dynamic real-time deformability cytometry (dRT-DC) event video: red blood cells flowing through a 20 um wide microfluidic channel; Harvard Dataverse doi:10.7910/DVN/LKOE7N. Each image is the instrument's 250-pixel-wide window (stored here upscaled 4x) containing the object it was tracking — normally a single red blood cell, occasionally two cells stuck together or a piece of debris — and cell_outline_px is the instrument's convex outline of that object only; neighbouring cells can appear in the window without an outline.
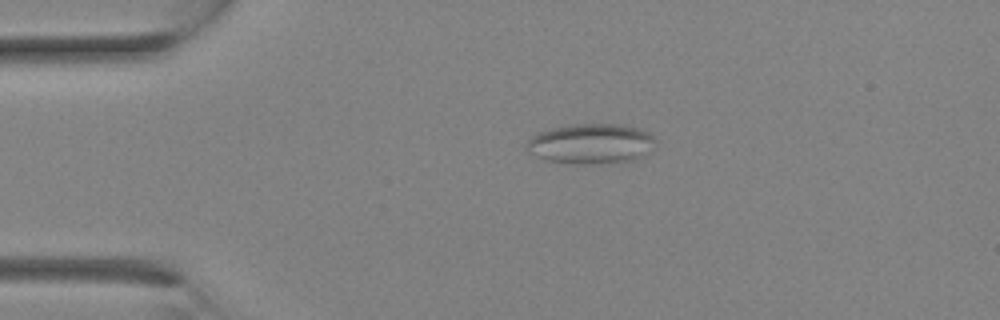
{"species": "Egyptian fruit bat (a non-hibernating species)", "species_latin": "Rousettus aegyptiacus", "temperature_condition": "room temperature", "stored_images_in_passage": 7, "camera_frame_rate_fps": 3000, "um_per_image_px": 0.085, "animal": {"sex": "female"}, "frame": {"image": 1, "passage_image": 1, "time_ms": 0.0, "image_size_px": [1000, 320], "cell_outline_px": [[656, 144], [644, 156], [632, 160], [584, 164], [580, 164], [548, 160], [536, 156], [528, 152], [524, 148], [528, 140], [536, 132], [552, 128], [572, 124], [624, 124], [640, 128], [648, 132], [656, 140]], "centroid_in_image_um": [50.23, 12.19], "position_along_channel_um": 34.8, "area_um2": 30.23}}